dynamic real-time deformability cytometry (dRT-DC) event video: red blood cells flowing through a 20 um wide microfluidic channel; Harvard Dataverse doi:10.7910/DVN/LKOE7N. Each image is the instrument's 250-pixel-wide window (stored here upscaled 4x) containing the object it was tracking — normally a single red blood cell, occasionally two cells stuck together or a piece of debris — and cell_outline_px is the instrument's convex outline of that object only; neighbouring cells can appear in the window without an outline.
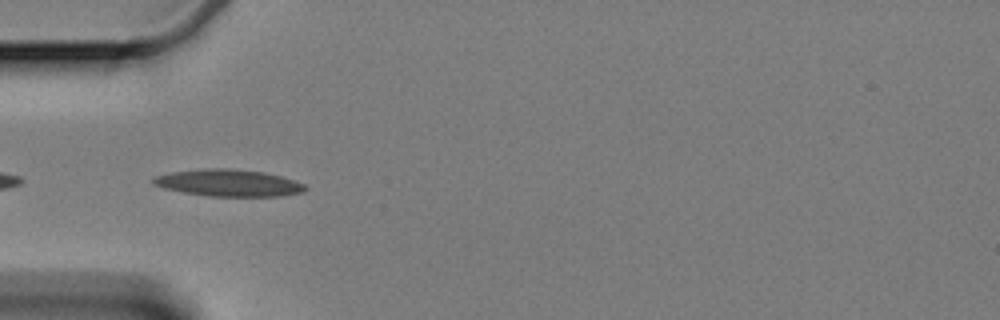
{"species": "Egyptian fruit bat (a non-hibernating species)", "species_latin": "Rousettus aegyptiacus", "temperature_condition": "cold", "stored_images_in_passage": 42, "camera_frame_rate_fps": 3000, "um_per_image_px": 0.085, "animal": {"sex": "female"}, "frame": {"image": 1, "passage_image": 2, "time_ms": 0.333, "image_size_px": [1000, 320], "cell_outline_px": [[308, 188], [304, 192], [280, 196], [208, 196], [184, 192], [164, 188], [152, 184], [152, 176], [172, 172], [204, 168], [232, 168], [264, 172], [280, 176], [304, 184]], "centroid_in_image_um": [19.4, 15.54], "position_along_channel_um": 65.6, "area_um2": 23.87}}
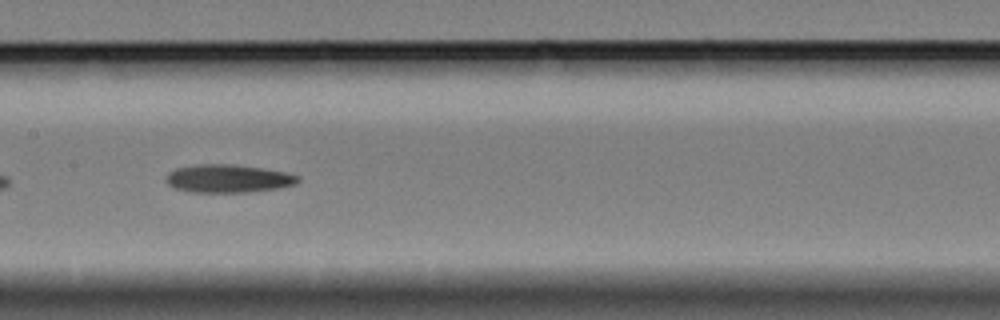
{"frame": {"image": 2, "passage_image": 13, "time_ms": 4.0, "image_size_px": [1000, 320], "cell_outline_px": [[300, 180], [296, 184], [280, 188], [248, 192], [192, 192], [176, 188], [168, 184], [164, 180], [164, 176], [168, 172], [176, 168], [196, 164], [232, 164], [260, 168], [284, 172], [300, 176]], "centroid_in_image_um": [19.37, 15.18], "position_along_channel_um": 188.0, "area_um2": 21.68}}
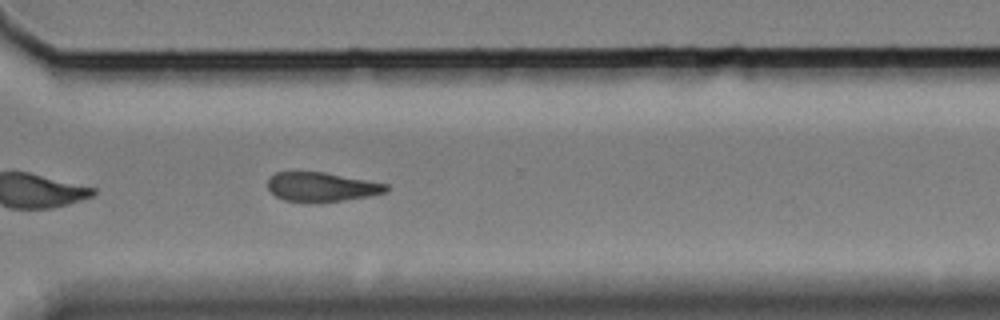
{"frame": {"image": 3, "passage_image": 27, "time_ms": 8.667, "image_size_px": [1000, 320], "cell_outline_px": [[392, 188], [388, 192], [372, 196], [320, 204], [284, 200], [276, 196], [268, 188], [268, 180], [276, 172], [324, 172], [388, 184]], "centroid_in_image_um": [27.41, 15.92], "position_along_channel_um": 343.2, "area_um2": 20.63}}